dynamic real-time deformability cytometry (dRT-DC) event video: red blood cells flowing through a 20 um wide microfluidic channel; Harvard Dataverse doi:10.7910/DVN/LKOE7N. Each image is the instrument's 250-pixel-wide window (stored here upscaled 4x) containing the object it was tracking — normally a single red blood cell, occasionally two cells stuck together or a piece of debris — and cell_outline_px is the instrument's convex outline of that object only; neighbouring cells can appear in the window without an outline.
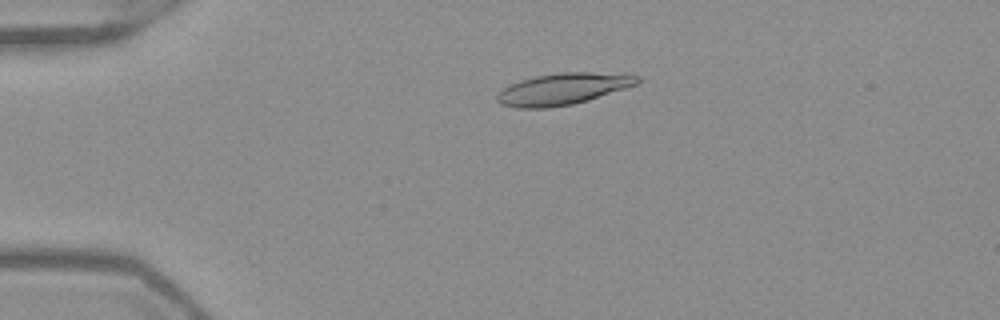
{"species": "Egyptian fruit bat (a non-hibernating species)", "species_latin": "Rousettus aegyptiacus", "temperature_condition": "warm", "stored_images_in_passage": 52, "camera_frame_rate_fps": 3000, "um_per_image_px": 0.085, "frame": {"image": 1, "passage_image": 12, "time_ms": 3.667, "image_size_px": [1000, 320], "cell_outline_px": [[640, 80], [636, 84], [588, 100], [572, 104], [548, 108], [516, 108], [500, 104], [496, 100], [496, 96], [504, 88], [520, 80], [536, 76], [560, 72], [588, 72], [640, 76]], "centroid_in_image_um": [47.79, 7.57], "position_along_channel_um": 37.2, "area_um2": 25.37}}
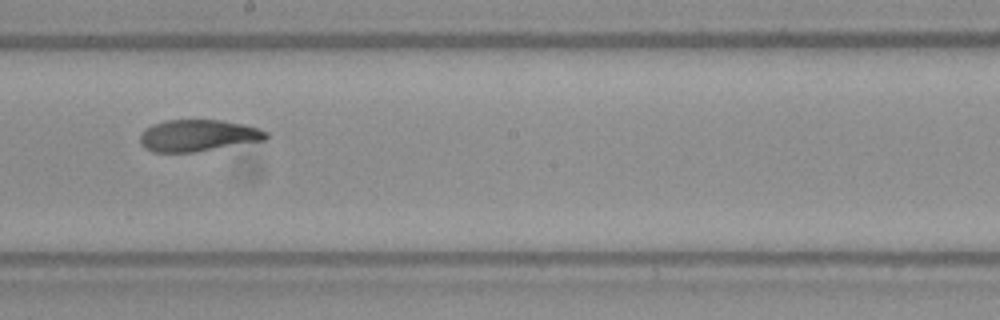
{"frame": {"image": 2, "passage_image": 30, "time_ms": 9.667, "image_size_px": [1000, 320], "cell_outline_px": [[272, 136], [264, 140], [192, 152], [152, 152], [144, 148], [140, 144], [140, 136], [144, 128], [152, 124], [168, 120], [220, 120], [244, 124], [260, 128], [268, 132]], "centroid_in_image_um": [16.83, 11.51], "position_along_channel_um": 231.4, "area_um2": 23.35}}
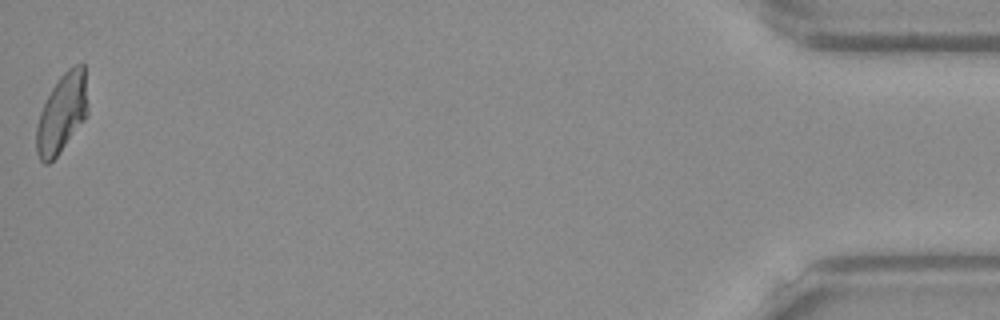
{"frame": {"image": 3, "passage_image": 52, "time_ms": 17.0, "image_size_px": [1000, 320], "cell_outline_px": [[88, 112], [84, 120], [60, 152], [48, 164], [44, 164], [40, 160], [36, 152], [36, 128], [40, 112], [52, 88], [60, 76], [68, 68], [76, 64], [84, 64], [88, 104]], "centroid_in_image_um": [5.27, 9.63], "position_along_channel_um": 429.9, "area_um2": 23.58}, "authors_computed_cell_mechanics": {"area_um2": 24.1026, "velocity_mm_per_s": 3.9446, "shape_relaxation_time_tau1_ms": 10.1029, "shape_relaxation_time_tau2_ms": 2.2727, "deformation_change_tau1": 0.2739, "deformation_change_tau2": 0.0804}}